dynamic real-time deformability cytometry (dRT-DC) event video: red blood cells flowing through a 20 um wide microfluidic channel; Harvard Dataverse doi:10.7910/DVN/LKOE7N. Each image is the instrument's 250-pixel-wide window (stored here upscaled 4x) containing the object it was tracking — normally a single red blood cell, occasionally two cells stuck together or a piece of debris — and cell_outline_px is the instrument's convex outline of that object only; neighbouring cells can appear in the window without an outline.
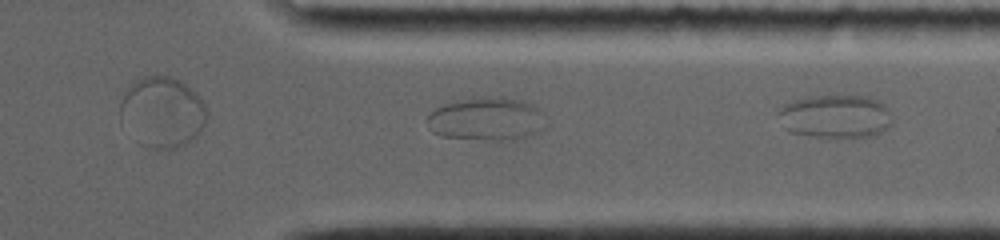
{"species": "common noctule bat (a hibernating species)", "species_latin": "Nyctalus noctula", "temperature_condition": "room temperature", "stored_images_in_passage": 13, "camera_frame_rate_fps": 4000, "um_per_image_px": 0.085, "animal": {"sex": "female", "body_mass_g": 19.0, "forearm_length_mm": 56.7}, "frame": {"image": 1, "passage_image": 13, "time_ms": 8.0, "image_size_px": [1000, 240], "cell_outline_px": [[892, 124], [876, 136], [844, 140], [812, 136], [792, 132], [784, 128], [776, 116], [776, 112], [784, 104], [792, 100], [808, 96], [868, 96], [884, 104], [888, 108], [892, 120]], "centroid_in_image_um": [71.01, 9.93], "position_along_channel_um": 340.4, "area_um2": 29.77}}